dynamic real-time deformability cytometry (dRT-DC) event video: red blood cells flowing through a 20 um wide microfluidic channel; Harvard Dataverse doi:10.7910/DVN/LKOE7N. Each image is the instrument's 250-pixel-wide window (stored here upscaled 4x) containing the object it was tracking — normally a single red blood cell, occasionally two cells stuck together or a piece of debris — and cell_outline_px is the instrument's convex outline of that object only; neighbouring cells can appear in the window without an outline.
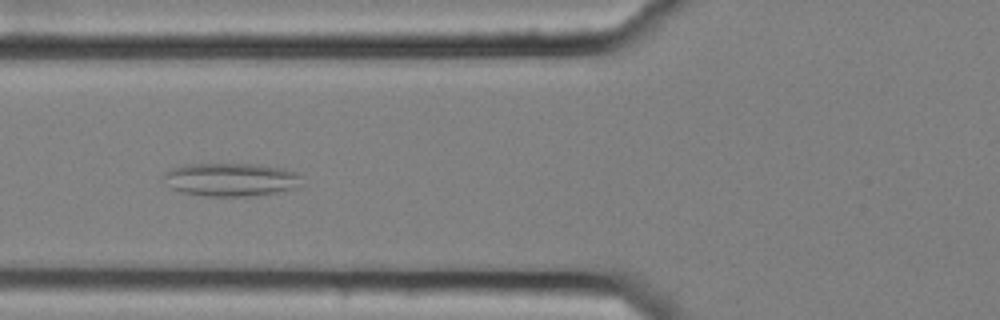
{"species": "common noctule bat (a hibernating species)", "species_latin": "Nyctalus noctula", "temperature_condition": "cold", "stored_images_in_passage": 8, "camera_frame_rate_fps": 3000, "um_per_image_px": 0.085, "animal": {"sex": "female", "body_mass_g": 25.1}, "frame": {"image": 1, "passage_image": 4, "time_ms": 1.0, "image_size_px": [1000, 320], "cell_outline_px": [[300, 176], [296, 188], [276, 192], [252, 196], [204, 196], [180, 192], [172, 188], [164, 176], [164, 172], [172, 168], [184, 164], [260, 164], [284, 168], [296, 172]], "centroid_in_image_um": [19.62, 15.25], "position_along_channel_um": 106.2, "area_um2": 26.65}}